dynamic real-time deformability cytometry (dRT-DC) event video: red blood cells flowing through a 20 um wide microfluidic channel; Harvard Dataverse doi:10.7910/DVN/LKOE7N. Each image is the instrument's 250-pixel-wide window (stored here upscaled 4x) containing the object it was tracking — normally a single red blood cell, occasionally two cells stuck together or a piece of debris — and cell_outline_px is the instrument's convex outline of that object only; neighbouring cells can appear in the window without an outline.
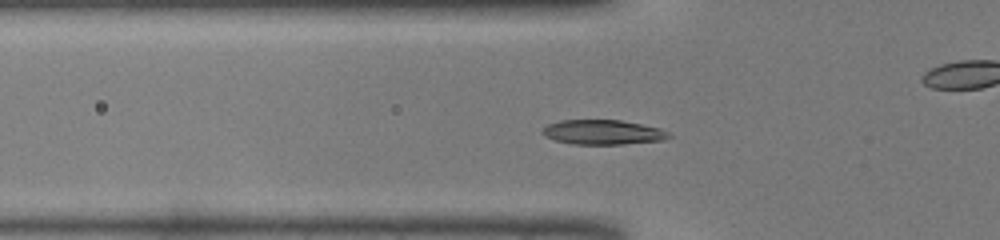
{"species": "common noctule bat (a hibernating species)", "species_latin": "Nyctalus noctula", "temperature_condition": "warm", "stored_images_in_passage": 44, "camera_frame_rate_fps": 3000, "um_per_image_px": 0.085, "animal": {"sex": "male", "body_mass_g": 19.0, "forearm_length_mm": 50.8}, "frame": {"image": 1, "passage_image": 13, "time_ms": 4.0, "image_size_px": [1000, 240], "cell_outline_px": [[672, 136], [664, 140], [624, 144], [572, 144], [556, 140], [544, 136], [540, 132], [548, 124], [560, 120], [620, 120], [660, 128], [668, 132]], "centroid_in_image_um": [51.24, 11.24], "position_along_channel_um": 74.6, "area_um2": 18.15}}
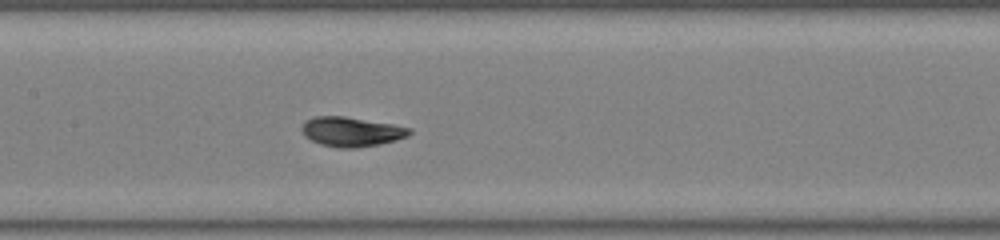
{"frame": {"image": 2, "passage_image": 20, "time_ms": 6.333, "image_size_px": [1000, 240], "cell_outline_px": [[412, 132], [408, 136], [396, 140], [380, 144], [356, 148], [336, 148], [320, 144], [304, 136], [300, 128], [304, 120], [316, 116], [344, 116], [392, 124], [412, 128]], "centroid_in_image_um": [29.85, 11.2], "position_along_channel_um": 177.6, "area_um2": 18.73}}
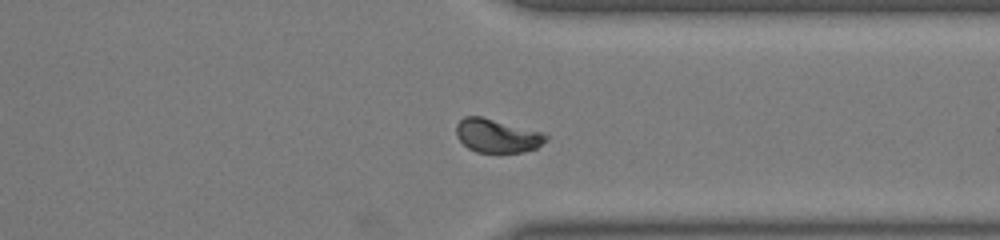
{"frame": {"image": 3, "passage_image": 33, "time_ms": 10.667, "image_size_px": [1000, 240], "cell_outline_px": [[548, 140], [536, 148], [524, 152], [476, 152], [468, 148], [456, 136], [456, 124], [464, 116], [480, 116], [540, 132], [548, 136]], "centroid_in_image_um": [42.23, 11.55], "position_along_channel_um": 369.2, "area_um2": 17.34}}